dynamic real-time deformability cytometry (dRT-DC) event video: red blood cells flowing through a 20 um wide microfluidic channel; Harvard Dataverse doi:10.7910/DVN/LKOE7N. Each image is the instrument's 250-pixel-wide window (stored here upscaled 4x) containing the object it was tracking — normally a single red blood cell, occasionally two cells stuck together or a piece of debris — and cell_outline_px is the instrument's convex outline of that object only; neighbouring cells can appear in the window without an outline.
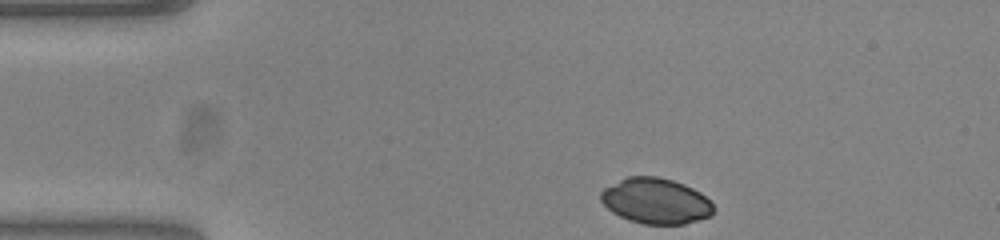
{"species": "common noctule bat (a hibernating species)", "species_latin": "Nyctalus noctula", "temperature_condition": "warm", "stored_images_in_passage": 35, "camera_frame_rate_fps": 3000, "um_per_image_px": 0.085, "animal": {"sex": "female", "body_mass_g": 23.0, "forearm_length_mm": 53.4}, "frame": {"image": 1, "passage_image": 1, "time_ms": 0.0, "image_size_px": [1000, 240], "cell_outline_px": [[716, 208], [712, 216], [684, 224], [644, 224], [628, 220], [612, 212], [600, 200], [600, 192], [604, 188], [628, 176], [656, 176], [672, 180], [684, 184], [700, 192]], "centroid_in_image_um": [55.75, 17.09], "position_along_channel_um": 29.2, "area_um2": 30.0}}